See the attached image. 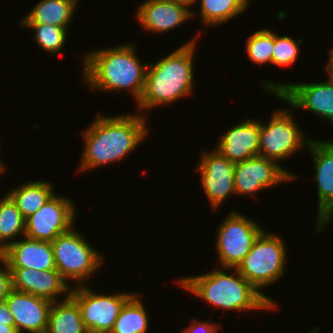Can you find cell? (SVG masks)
I'll use <instances>...</instances> for the list:
<instances>
[{
  "label": "cell",
  "instance_id": "cell-16",
  "mask_svg": "<svg viewBox=\"0 0 333 333\" xmlns=\"http://www.w3.org/2000/svg\"><path fill=\"white\" fill-rule=\"evenodd\" d=\"M12 289L55 302L56 295L71 292V288L57 269L33 270L22 267H9Z\"/></svg>",
  "mask_w": 333,
  "mask_h": 333
},
{
  "label": "cell",
  "instance_id": "cell-26",
  "mask_svg": "<svg viewBox=\"0 0 333 333\" xmlns=\"http://www.w3.org/2000/svg\"><path fill=\"white\" fill-rule=\"evenodd\" d=\"M22 26L34 30V39L37 44L49 53L59 52L66 40L67 28H62L56 25L42 24V23H21Z\"/></svg>",
  "mask_w": 333,
  "mask_h": 333
},
{
  "label": "cell",
  "instance_id": "cell-27",
  "mask_svg": "<svg viewBox=\"0 0 333 333\" xmlns=\"http://www.w3.org/2000/svg\"><path fill=\"white\" fill-rule=\"evenodd\" d=\"M249 58L256 64H272L274 32L269 29L257 30L246 42Z\"/></svg>",
  "mask_w": 333,
  "mask_h": 333
},
{
  "label": "cell",
  "instance_id": "cell-17",
  "mask_svg": "<svg viewBox=\"0 0 333 333\" xmlns=\"http://www.w3.org/2000/svg\"><path fill=\"white\" fill-rule=\"evenodd\" d=\"M190 7L171 0H146L137 10V19L145 30L164 33L194 17Z\"/></svg>",
  "mask_w": 333,
  "mask_h": 333
},
{
  "label": "cell",
  "instance_id": "cell-10",
  "mask_svg": "<svg viewBox=\"0 0 333 333\" xmlns=\"http://www.w3.org/2000/svg\"><path fill=\"white\" fill-rule=\"evenodd\" d=\"M267 92L273 93L293 108L306 109L333 124V82L318 83H272L263 82Z\"/></svg>",
  "mask_w": 333,
  "mask_h": 333
},
{
  "label": "cell",
  "instance_id": "cell-22",
  "mask_svg": "<svg viewBox=\"0 0 333 333\" xmlns=\"http://www.w3.org/2000/svg\"><path fill=\"white\" fill-rule=\"evenodd\" d=\"M15 202L24 219L33 215L55 194L48 181H28L7 193Z\"/></svg>",
  "mask_w": 333,
  "mask_h": 333
},
{
  "label": "cell",
  "instance_id": "cell-23",
  "mask_svg": "<svg viewBox=\"0 0 333 333\" xmlns=\"http://www.w3.org/2000/svg\"><path fill=\"white\" fill-rule=\"evenodd\" d=\"M22 234L24 237L25 219L15 202L6 193L0 199V254L13 243L12 239Z\"/></svg>",
  "mask_w": 333,
  "mask_h": 333
},
{
  "label": "cell",
  "instance_id": "cell-34",
  "mask_svg": "<svg viewBox=\"0 0 333 333\" xmlns=\"http://www.w3.org/2000/svg\"><path fill=\"white\" fill-rule=\"evenodd\" d=\"M171 1H177V2H181V3H185L188 6H192V4H194V0H171Z\"/></svg>",
  "mask_w": 333,
  "mask_h": 333
},
{
  "label": "cell",
  "instance_id": "cell-12",
  "mask_svg": "<svg viewBox=\"0 0 333 333\" xmlns=\"http://www.w3.org/2000/svg\"><path fill=\"white\" fill-rule=\"evenodd\" d=\"M279 163L256 156L245 161L235 163L234 187L235 195H255L264 188H271L276 184L297 179L288 170L283 169Z\"/></svg>",
  "mask_w": 333,
  "mask_h": 333
},
{
  "label": "cell",
  "instance_id": "cell-18",
  "mask_svg": "<svg viewBox=\"0 0 333 333\" xmlns=\"http://www.w3.org/2000/svg\"><path fill=\"white\" fill-rule=\"evenodd\" d=\"M260 121L246 120L231 127L220 137L216 147L233 163L259 156Z\"/></svg>",
  "mask_w": 333,
  "mask_h": 333
},
{
  "label": "cell",
  "instance_id": "cell-24",
  "mask_svg": "<svg viewBox=\"0 0 333 333\" xmlns=\"http://www.w3.org/2000/svg\"><path fill=\"white\" fill-rule=\"evenodd\" d=\"M149 317L144 304L134 294L122 307L110 333H147Z\"/></svg>",
  "mask_w": 333,
  "mask_h": 333
},
{
  "label": "cell",
  "instance_id": "cell-35",
  "mask_svg": "<svg viewBox=\"0 0 333 333\" xmlns=\"http://www.w3.org/2000/svg\"><path fill=\"white\" fill-rule=\"evenodd\" d=\"M3 162L0 160V174H2V172H4V164H2Z\"/></svg>",
  "mask_w": 333,
  "mask_h": 333
},
{
  "label": "cell",
  "instance_id": "cell-1",
  "mask_svg": "<svg viewBox=\"0 0 333 333\" xmlns=\"http://www.w3.org/2000/svg\"><path fill=\"white\" fill-rule=\"evenodd\" d=\"M145 115H97L83 131L84 145L79 170L121 161L145 140L148 128Z\"/></svg>",
  "mask_w": 333,
  "mask_h": 333
},
{
  "label": "cell",
  "instance_id": "cell-29",
  "mask_svg": "<svg viewBox=\"0 0 333 333\" xmlns=\"http://www.w3.org/2000/svg\"><path fill=\"white\" fill-rule=\"evenodd\" d=\"M0 302L5 301L12 290L11 272L8 264L0 257Z\"/></svg>",
  "mask_w": 333,
  "mask_h": 333
},
{
  "label": "cell",
  "instance_id": "cell-6",
  "mask_svg": "<svg viewBox=\"0 0 333 333\" xmlns=\"http://www.w3.org/2000/svg\"><path fill=\"white\" fill-rule=\"evenodd\" d=\"M86 241L72 227L51 242L56 269L68 283L76 281L82 286L102 265L103 256Z\"/></svg>",
  "mask_w": 333,
  "mask_h": 333
},
{
  "label": "cell",
  "instance_id": "cell-8",
  "mask_svg": "<svg viewBox=\"0 0 333 333\" xmlns=\"http://www.w3.org/2000/svg\"><path fill=\"white\" fill-rule=\"evenodd\" d=\"M263 231L250 218L232 211L217 229L216 251L223 268H237Z\"/></svg>",
  "mask_w": 333,
  "mask_h": 333
},
{
  "label": "cell",
  "instance_id": "cell-5",
  "mask_svg": "<svg viewBox=\"0 0 333 333\" xmlns=\"http://www.w3.org/2000/svg\"><path fill=\"white\" fill-rule=\"evenodd\" d=\"M265 232L259 234L236 268L258 291L276 282L285 272L287 252L284 243L277 235Z\"/></svg>",
  "mask_w": 333,
  "mask_h": 333
},
{
  "label": "cell",
  "instance_id": "cell-13",
  "mask_svg": "<svg viewBox=\"0 0 333 333\" xmlns=\"http://www.w3.org/2000/svg\"><path fill=\"white\" fill-rule=\"evenodd\" d=\"M234 166L235 163L216 149L202 153V159L195 170L201 174L202 187L213 210L221 206L229 195L235 194Z\"/></svg>",
  "mask_w": 333,
  "mask_h": 333
},
{
  "label": "cell",
  "instance_id": "cell-15",
  "mask_svg": "<svg viewBox=\"0 0 333 333\" xmlns=\"http://www.w3.org/2000/svg\"><path fill=\"white\" fill-rule=\"evenodd\" d=\"M18 333H46L50 300L12 289L5 299Z\"/></svg>",
  "mask_w": 333,
  "mask_h": 333
},
{
  "label": "cell",
  "instance_id": "cell-7",
  "mask_svg": "<svg viewBox=\"0 0 333 333\" xmlns=\"http://www.w3.org/2000/svg\"><path fill=\"white\" fill-rule=\"evenodd\" d=\"M289 110H276L268 124L260 121V157L275 162L282 161L291 157L296 150L309 145L311 139L304 136V132L299 129Z\"/></svg>",
  "mask_w": 333,
  "mask_h": 333
},
{
  "label": "cell",
  "instance_id": "cell-9",
  "mask_svg": "<svg viewBox=\"0 0 333 333\" xmlns=\"http://www.w3.org/2000/svg\"><path fill=\"white\" fill-rule=\"evenodd\" d=\"M87 286L72 287L70 295L76 300L88 333H110L124 304L134 293L97 294Z\"/></svg>",
  "mask_w": 333,
  "mask_h": 333
},
{
  "label": "cell",
  "instance_id": "cell-20",
  "mask_svg": "<svg viewBox=\"0 0 333 333\" xmlns=\"http://www.w3.org/2000/svg\"><path fill=\"white\" fill-rule=\"evenodd\" d=\"M66 292L64 300L52 302L46 333H88L76 300Z\"/></svg>",
  "mask_w": 333,
  "mask_h": 333
},
{
  "label": "cell",
  "instance_id": "cell-11",
  "mask_svg": "<svg viewBox=\"0 0 333 333\" xmlns=\"http://www.w3.org/2000/svg\"><path fill=\"white\" fill-rule=\"evenodd\" d=\"M75 205L68 197L54 195L33 215L25 219V236L52 242L74 227Z\"/></svg>",
  "mask_w": 333,
  "mask_h": 333
},
{
  "label": "cell",
  "instance_id": "cell-30",
  "mask_svg": "<svg viewBox=\"0 0 333 333\" xmlns=\"http://www.w3.org/2000/svg\"><path fill=\"white\" fill-rule=\"evenodd\" d=\"M218 323H207L199 321L197 322L195 319L192 320L190 326L181 330V333H217L218 332Z\"/></svg>",
  "mask_w": 333,
  "mask_h": 333
},
{
  "label": "cell",
  "instance_id": "cell-31",
  "mask_svg": "<svg viewBox=\"0 0 333 333\" xmlns=\"http://www.w3.org/2000/svg\"><path fill=\"white\" fill-rule=\"evenodd\" d=\"M0 324L15 325L14 317L6 301L0 302Z\"/></svg>",
  "mask_w": 333,
  "mask_h": 333
},
{
  "label": "cell",
  "instance_id": "cell-4",
  "mask_svg": "<svg viewBox=\"0 0 333 333\" xmlns=\"http://www.w3.org/2000/svg\"><path fill=\"white\" fill-rule=\"evenodd\" d=\"M235 274L216 269L211 272L188 276L176 282L190 293L202 298L209 304L224 310H264L276 309L274 300L258 291L236 268Z\"/></svg>",
  "mask_w": 333,
  "mask_h": 333
},
{
  "label": "cell",
  "instance_id": "cell-14",
  "mask_svg": "<svg viewBox=\"0 0 333 333\" xmlns=\"http://www.w3.org/2000/svg\"><path fill=\"white\" fill-rule=\"evenodd\" d=\"M327 141L311 140L307 146L312 153L318 186V233L333 219V140Z\"/></svg>",
  "mask_w": 333,
  "mask_h": 333
},
{
  "label": "cell",
  "instance_id": "cell-2",
  "mask_svg": "<svg viewBox=\"0 0 333 333\" xmlns=\"http://www.w3.org/2000/svg\"><path fill=\"white\" fill-rule=\"evenodd\" d=\"M134 49L132 44H120L85 54L84 82L93 90L116 93L128 89L138 103L144 90L148 63H142Z\"/></svg>",
  "mask_w": 333,
  "mask_h": 333
},
{
  "label": "cell",
  "instance_id": "cell-32",
  "mask_svg": "<svg viewBox=\"0 0 333 333\" xmlns=\"http://www.w3.org/2000/svg\"><path fill=\"white\" fill-rule=\"evenodd\" d=\"M329 62H327V65L325 66L326 67V72L328 74V80L333 82V48L330 50V53H329Z\"/></svg>",
  "mask_w": 333,
  "mask_h": 333
},
{
  "label": "cell",
  "instance_id": "cell-19",
  "mask_svg": "<svg viewBox=\"0 0 333 333\" xmlns=\"http://www.w3.org/2000/svg\"><path fill=\"white\" fill-rule=\"evenodd\" d=\"M0 257L9 267H22L33 270L56 269L51 242L27 238L15 240Z\"/></svg>",
  "mask_w": 333,
  "mask_h": 333
},
{
  "label": "cell",
  "instance_id": "cell-3",
  "mask_svg": "<svg viewBox=\"0 0 333 333\" xmlns=\"http://www.w3.org/2000/svg\"><path fill=\"white\" fill-rule=\"evenodd\" d=\"M201 32L181 47L160 59L155 64H148L143 94L138 108L151 109L160 105L171 104L185 98L193 91L194 49L196 39Z\"/></svg>",
  "mask_w": 333,
  "mask_h": 333
},
{
  "label": "cell",
  "instance_id": "cell-33",
  "mask_svg": "<svg viewBox=\"0 0 333 333\" xmlns=\"http://www.w3.org/2000/svg\"><path fill=\"white\" fill-rule=\"evenodd\" d=\"M0 333H18L15 325L0 324Z\"/></svg>",
  "mask_w": 333,
  "mask_h": 333
},
{
  "label": "cell",
  "instance_id": "cell-28",
  "mask_svg": "<svg viewBox=\"0 0 333 333\" xmlns=\"http://www.w3.org/2000/svg\"><path fill=\"white\" fill-rule=\"evenodd\" d=\"M302 39L289 36H279L274 33V47L272 64L275 66H289L296 62Z\"/></svg>",
  "mask_w": 333,
  "mask_h": 333
},
{
  "label": "cell",
  "instance_id": "cell-21",
  "mask_svg": "<svg viewBox=\"0 0 333 333\" xmlns=\"http://www.w3.org/2000/svg\"><path fill=\"white\" fill-rule=\"evenodd\" d=\"M78 0H41L24 16L21 23H42L67 28Z\"/></svg>",
  "mask_w": 333,
  "mask_h": 333
},
{
  "label": "cell",
  "instance_id": "cell-25",
  "mask_svg": "<svg viewBox=\"0 0 333 333\" xmlns=\"http://www.w3.org/2000/svg\"><path fill=\"white\" fill-rule=\"evenodd\" d=\"M197 0H194V4ZM200 17L204 25L214 26L231 20L247 9L249 0H200Z\"/></svg>",
  "mask_w": 333,
  "mask_h": 333
}]
</instances>
